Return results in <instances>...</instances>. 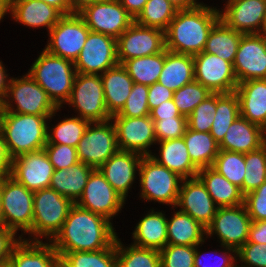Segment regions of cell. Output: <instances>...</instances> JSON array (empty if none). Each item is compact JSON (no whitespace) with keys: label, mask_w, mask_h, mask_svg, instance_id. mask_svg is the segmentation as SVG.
<instances>
[{"label":"cell","mask_w":266,"mask_h":267,"mask_svg":"<svg viewBox=\"0 0 266 267\" xmlns=\"http://www.w3.org/2000/svg\"><path fill=\"white\" fill-rule=\"evenodd\" d=\"M111 221L74 204L60 231L50 241L59 255L110 248L117 238Z\"/></svg>","instance_id":"obj_1"},{"label":"cell","mask_w":266,"mask_h":267,"mask_svg":"<svg viewBox=\"0 0 266 267\" xmlns=\"http://www.w3.org/2000/svg\"><path fill=\"white\" fill-rule=\"evenodd\" d=\"M220 20L216 7L207 5L177 10L165 31V48L178 54L195 55L204 51L208 35Z\"/></svg>","instance_id":"obj_2"},{"label":"cell","mask_w":266,"mask_h":267,"mask_svg":"<svg viewBox=\"0 0 266 267\" xmlns=\"http://www.w3.org/2000/svg\"><path fill=\"white\" fill-rule=\"evenodd\" d=\"M56 112L51 116H37L0 110V131L12 159L44 149L47 144L48 119L55 116Z\"/></svg>","instance_id":"obj_3"},{"label":"cell","mask_w":266,"mask_h":267,"mask_svg":"<svg viewBox=\"0 0 266 267\" xmlns=\"http://www.w3.org/2000/svg\"><path fill=\"white\" fill-rule=\"evenodd\" d=\"M28 74L48 93L53 103L61 108L70 97L77 72L73 61L44 49Z\"/></svg>","instance_id":"obj_4"},{"label":"cell","mask_w":266,"mask_h":267,"mask_svg":"<svg viewBox=\"0 0 266 267\" xmlns=\"http://www.w3.org/2000/svg\"><path fill=\"white\" fill-rule=\"evenodd\" d=\"M74 203L51 188L34 192L33 223L30 241H42V236L52 240L60 231ZM39 236V237H38Z\"/></svg>","instance_id":"obj_5"},{"label":"cell","mask_w":266,"mask_h":267,"mask_svg":"<svg viewBox=\"0 0 266 267\" xmlns=\"http://www.w3.org/2000/svg\"><path fill=\"white\" fill-rule=\"evenodd\" d=\"M13 101L16 106L11 104ZM0 110L19 114L51 116L60 108L53 103L48 93L27 73L20 79H10L7 95L1 103Z\"/></svg>","instance_id":"obj_6"},{"label":"cell","mask_w":266,"mask_h":267,"mask_svg":"<svg viewBox=\"0 0 266 267\" xmlns=\"http://www.w3.org/2000/svg\"><path fill=\"white\" fill-rule=\"evenodd\" d=\"M141 198L176 207L183 178L151 156H143L139 166Z\"/></svg>","instance_id":"obj_7"},{"label":"cell","mask_w":266,"mask_h":267,"mask_svg":"<svg viewBox=\"0 0 266 267\" xmlns=\"http://www.w3.org/2000/svg\"><path fill=\"white\" fill-rule=\"evenodd\" d=\"M34 192L17 182L10 175L3 176L1 197L4 226L32 236Z\"/></svg>","instance_id":"obj_8"},{"label":"cell","mask_w":266,"mask_h":267,"mask_svg":"<svg viewBox=\"0 0 266 267\" xmlns=\"http://www.w3.org/2000/svg\"><path fill=\"white\" fill-rule=\"evenodd\" d=\"M69 103L79 111V117L90 122L111 120L105 104L102 80L99 74L77 73L73 82Z\"/></svg>","instance_id":"obj_9"},{"label":"cell","mask_w":266,"mask_h":267,"mask_svg":"<svg viewBox=\"0 0 266 267\" xmlns=\"http://www.w3.org/2000/svg\"><path fill=\"white\" fill-rule=\"evenodd\" d=\"M76 149L80 162L99 169L119 150L113 121L90 122Z\"/></svg>","instance_id":"obj_10"},{"label":"cell","mask_w":266,"mask_h":267,"mask_svg":"<svg viewBox=\"0 0 266 267\" xmlns=\"http://www.w3.org/2000/svg\"><path fill=\"white\" fill-rule=\"evenodd\" d=\"M91 30L78 13L63 15L49 31L45 49L56 56L75 62Z\"/></svg>","instance_id":"obj_11"},{"label":"cell","mask_w":266,"mask_h":267,"mask_svg":"<svg viewBox=\"0 0 266 267\" xmlns=\"http://www.w3.org/2000/svg\"><path fill=\"white\" fill-rule=\"evenodd\" d=\"M87 27L117 39L134 22L119 0H99L78 13Z\"/></svg>","instance_id":"obj_12"},{"label":"cell","mask_w":266,"mask_h":267,"mask_svg":"<svg viewBox=\"0 0 266 267\" xmlns=\"http://www.w3.org/2000/svg\"><path fill=\"white\" fill-rule=\"evenodd\" d=\"M251 223L252 220L244 204L218 207L211 224L206 228V236L215 233L222 247H230L237 251L247 242Z\"/></svg>","instance_id":"obj_13"},{"label":"cell","mask_w":266,"mask_h":267,"mask_svg":"<svg viewBox=\"0 0 266 267\" xmlns=\"http://www.w3.org/2000/svg\"><path fill=\"white\" fill-rule=\"evenodd\" d=\"M117 61L158 54L165 49V32L135 21L116 39Z\"/></svg>","instance_id":"obj_14"},{"label":"cell","mask_w":266,"mask_h":267,"mask_svg":"<svg viewBox=\"0 0 266 267\" xmlns=\"http://www.w3.org/2000/svg\"><path fill=\"white\" fill-rule=\"evenodd\" d=\"M125 201L106 181L101 171L94 169L88 177L81 197L75 204L110 221L121 210Z\"/></svg>","instance_id":"obj_15"},{"label":"cell","mask_w":266,"mask_h":267,"mask_svg":"<svg viewBox=\"0 0 266 267\" xmlns=\"http://www.w3.org/2000/svg\"><path fill=\"white\" fill-rule=\"evenodd\" d=\"M117 64L116 39L92 31L74 62L77 73L99 75Z\"/></svg>","instance_id":"obj_16"},{"label":"cell","mask_w":266,"mask_h":267,"mask_svg":"<svg viewBox=\"0 0 266 267\" xmlns=\"http://www.w3.org/2000/svg\"><path fill=\"white\" fill-rule=\"evenodd\" d=\"M193 58L195 81L212 93H230L236 90L238 81L231 62L205 52L195 54Z\"/></svg>","instance_id":"obj_17"},{"label":"cell","mask_w":266,"mask_h":267,"mask_svg":"<svg viewBox=\"0 0 266 267\" xmlns=\"http://www.w3.org/2000/svg\"><path fill=\"white\" fill-rule=\"evenodd\" d=\"M117 132L119 150L150 156L151 145L157 142L154 121L150 115L143 117H111Z\"/></svg>","instance_id":"obj_18"},{"label":"cell","mask_w":266,"mask_h":267,"mask_svg":"<svg viewBox=\"0 0 266 267\" xmlns=\"http://www.w3.org/2000/svg\"><path fill=\"white\" fill-rule=\"evenodd\" d=\"M233 70L238 83L266 79V39L259 34H243Z\"/></svg>","instance_id":"obj_19"},{"label":"cell","mask_w":266,"mask_h":267,"mask_svg":"<svg viewBox=\"0 0 266 267\" xmlns=\"http://www.w3.org/2000/svg\"><path fill=\"white\" fill-rule=\"evenodd\" d=\"M54 167L44 149L12 159L10 176L30 191L50 187Z\"/></svg>","instance_id":"obj_20"},{"label":"cell","mask_w":266,"mask_h":267,"mask_svg":"<svg viewBox=\"0 0 266 267\" xmlns=\"http://www.w3.org/2000/svg\"><path fill=\"white\" fill-rule=\"evenodd\" d=\"M177 207L179 211L190 215L202 226L207 228L216 215L218 206L206 190L205 185L198 177L182 180Z\"/></svg>","instance_id":"obj_21"},{"label":"cell","mask_w":266,"mask_h":267,"mask_svg":"<svg viewBox=\"0 0 266 267\" xmlns=\"http://www.w3.org/2000/svg\"><path fill=\"white\" fill-rule=\"evenodd\" d=\"M220 19L242 34H259L264 25L266 0H228ZM223 12V13H222Z\"/></svg>","instance_id":"obj_22"},{"label":"cell","mask_w":266,"mask_h":267,"mask_svg":"<svg viewBox=\"0 0 266 267\" xmlns=\"http://www.w3.org/2000/svg\"><path fill=\"white\" fill-rule=\"evenodd\" d=\"M142 157L136 152L118 150L99 168L106 181L124 199L135 180V172L139 171Z\"/></svg>","instance_id":"obj_23"},{"label":"cell","mask_w":266,"mask_h":267,"mask_svg":"<svg viewBox=\"0 0 266 267\" xmlns=\"http://www.w3.org/2000/svg\"><path fill=\"white\" fill-rule=\"evenodd\" d=\"M266 144L262 128L238 116L230 125L219 149L246 154L258 150Z\"/></svg>","instance_id":"obj_24"},{"label":"cell","mask_w":266,"mask_h":267,"mask_svg":"<svg viewBox=\"0 0 266 267\" xmlns=\"http://www.w3.org/2000/svg\"><path fill=\"white\" fill-rule=\"evenodd\" d=\"M235 93L239 100L240 115L262 128L266 121V79L238 83Z\"/></svg>","instance_id":"obj_25"},{"label":"cell","mask_w":266,"mask_h":267,"mask_svg":"<svg viewBox=\"0 0 266 267\" xmlns=\"http://www.w3.org/2000/svg\"><path fill=\"white\" fill-rule=\"evenodd\" d=\"M12 17L20 24L33 28L47 27L48 32L63 14L42 0H10Z\"/></svg>","instance_id":"obj_26"},{"label":"cell","mask_w":266,"mask_h":267,"mask_svg":"<svg viewBox=\"0 0 266 267\" xmlns=\"http://www.w3.org/2000/svg\"><path fill=\"white\" fill-rule=\"evenodd\" d=\"M14 267H57L60 256L49 243L22 239L9 260Z\"/></svg>","instance_id":"obj_27"},{"label":"cell","mask_w":266,"mask_h":267,"mask_svg":"<svg viewBox=\"0 0 266 267\" xmlns=\"http://www.w3.org/2000/svg\"><path fill=\"white\" fill-rule=\"evenodd\" d=\"M100 77L107 110L111 115L117 114L125 105L134 81L126 68L119 63L100 74Z\"/></svg>","instance_id":"obj_28"},{"label":"cell","mask_w":266,"mask_h":267,"mask_svg":"<svg viewBox=\"0 0 266 267\" xmlns=\"http://www.w3.org/2000/svg\"><path fill=\"white\" fill-rule=\"evenodd\" d=\"M157 143L160 144V157L150 155L152 159L183 179L197 177L199 169L192 163L183 137Z\"/></svg>","instance_id":"obj_29"},{"label":"cell","mask_w":266,"mask_h":267,"mask_svg":"<svg viewBox=\"0 0 266 267\" xmlns=\"http://www.w3.org/2000/svg\"><path fill=\"white\" fill-rule=\"evenodd\" d=\"M197 177L205 185L218 207H234L244 204V195L241 189L230 183L212 166L199 169Z\"/></svg>","instance_id":"obj_30"},{"label":"cell","mask_w":266,"mask_h":267,"mask_svg":"<svg viewBox=\"0 0 266 267\" xmlns=\"http://www.w3.org/2000/svg\"><path fill=\"white\" fill-rule=\"evenodd\" d=\"M132 235L134 239L132 245L161 251L168 242L165 214L151 209V212L137 223Z\"/></svg>","instance_id":"obj_31"},{"label":"cell","mask_w":266,"mask_h":267,"mask_svg":"<svg viewBox=\"0 0 266 267\" xmlns=\"http://www.w3.org/2000/svg\"><path fill=\"white\" fill-rule=\"evenodd\" d=\"M194 80L193 55L178 54L165 48V62L157 82L175 92Z\"/></svg>","instance_id":"obj_32"},{"label":"cell","mask_w":266,"mask_h":267,"mask_svg":"<svg viewBox=\"0 0 266 267\" xmlns=\"http://www.w3.org/2000/svg\"><path fill=\"white\" fill-rule=\"evenodd\" d=\"M93 170V167L80 161L68 169L54 170L49 188L75 204L81 197L88 177Z\"/></svg>","instance_id":"obj_33"},{"label":"cell","mask_w":266,"mask_h":267,"mask_svg":"<svg viewBox=\"0 0 266 267\" xmlns=\"http://www.w3.org/2000/svg\"><path fill=\"white\" fill-rule=\"evenodd\" d=\"M206 228L190 215L177 211L167 219V244L196 246L205 240Z\"/></svg>","instance_id":"obj_34"},{"label":"cell","mask_w":266,"mask_h":267,"mask_svg":"<svg viewBox=\"0 0 266 267\" xmlns=\"http://www.w3.org/2000/svg\"><path fill=\"white\" fill-rule=\"evenodd\" d=\"M183 139L189 157L198 169L213 166L220 149L219 143L210 132H199L187 127Z\"/></svg>","instance_id":"obj_35"},{"label":"cell","mask_w":266,"mask_h":267,"mask_svg":"<svg viewBox=\"0 0 266 267\" xmlns=\"http://www.w3.org/2000/svg\"><path fill=\"white\" fill-rule=\"evenodd\" d=\"M242 35L220 19L211 29L203 52L217 55L233 64Z\"/></svg>","instance_id":"obj_36"},{"label":"cell","mask_w":266,"mask_h":267,"mask_svg":"<svg viewBox=\"0 0 266 267\" xmlns=\"http://www.w3.org/2000/svg\"><path fill=\"white\" fill-rule=\"evenodd\" d=\"M240 116L239 100L234 92L216 93V112L210 134L220 143L230 125Z\"/></svg>","instance_id":"obj_37"},{"label":"cell","mask_w":266,"mask_h":267,"mask_svg":"<svg viewBox=\"0 0 266 267\" xmlns=\"http://www.w3.org/2000/svg\"><path fill=\"white\" fill-rule=\"evenodd\" d=\"M165 62V49L149 56L132 58L122 65L135 83L152 85L158 81Z\"/></svg>","instance_id":"obj_38"},{"label":"cell","mask_w":266,"mask_h":267,"mask_svg":"<svg viewBox=\"0 0 266 267\" xmlns=\"http://www.w3.org/2000/svg\"><path fill=\"white\" fill-rule=\"evenodd\" d=\"M59 256L65 267H117L116 243L98 251L67 252Z\"/></svg>","instance_id":"obj_39"},{"label":"cell","mask_w":266,"mask_h":267,"mask_svg":"<svg viewBox=\"0 0 266 267\" xmlns=\"http://www.w3.org/2000/svg\"><path fill=\"white\" fill-rule=\"evenodd\" d=\"M176 12L168 0H148L134 21L139 25L158 28L165 32Z\"/></svg>","instance_id":"obj_40"},{"label":"cell","mask_w":266,"mask_h":267,"mask_svg":"<svg viewBox=\"0 0 266 267\" xmlns=\"http://www.w3.org/2000/svg\"><path fill=\"white\" fill-rule=\"evenodd\" d=\"M89 123L90 121L87 119L76 116L60 121L52 128L53 130L48 126L47 144H65L71 147H77Z\"/></svg>","instance_id":"obj_41"},{"label":"cell","mask_w":266,"mask_h":267,"mask_svg":"<svg viewBox=\"0 0 266 267\" xmlns=\"http://www.w3.org/2000/svg\"><path fill=\"white\" fill-rule=\"evenodd\" d=\"M116 238L117 267H160L158 250L141 248L135 245L125 248Z\"/></svg>","instance_id":"obj_42"},{"label":"cell","mask_w":266,"mask_h":267,"mask_svg":"<svg viewBox=\"0 0 266 267\" xmlns=\"http://www.w3.org/2000/svg\"><path fill=\"white\" fill-rule=\"evenodd\" d=\"M212 167L243 193L245 154L220 149Z\"/></svg>","instance_id":"obj_43"},{"label":"cell","mask_w":266,"mask_h":267,"mask_svg":"<svg viewBox=\"0 0 266 267\" xmlns=\"http://www.w3.org/2000/svg\"><path fill=\"white\" fill-rule=\"evenodd\" d=\"M243 195L256 190L266 181V144L258 150L245 154Z\"/></svg>","instance_id":"obj_44"},{"label":"cell","mask_w":266,"mask_h":267,"mask_svg":"<svg viewBox=\"0 0 266 267\" xmlns=\"http://www.w3.org/2000/svg\"><path fill=\"white\" fill-rule=\"evenodd\" d=\"M211 93L206 87L194 80L173 92V100L181 115L188 117L195 107Z\"/></svg>","instance_id":"obj_45"},{"label":"cell","mask_w":266,"mask_h":267,"mask_svg":"<svg viewBox=\"0 0 266 267\" xmlns=\"http://www.w3.org/2000/svg\"><path fill=\"white\" fill-rule=\"evenodd\" d=\"M148 85L135 83L125 105L112 117H143L150 115L148 106Z\"/></svg>","instance_id":"obj_46"},{"label":"cell","mask_w":266,"mask_h":267,"mask_svg":"<svg viewBox=\"0 0 266 267\" xmlns=\"http://www.w3.org/2000/svg\"><path fill=\"white\" fill-rule=\"evenodd\" d=\"M216 112V93H211L187 117L189 129L199 132H210Z\"/></svg>","instance_id":"obj_47"},{"label":"cell","mask_w":266,"mask_h":267,"mask_svg":"<svg viewBox=\"0 0 266 267\" xmlns=\"http://www.w3.org/2000/svg\"><path fill=\"white\" fill-rule=\"evenodd\" d=\"M160 254V267H194L195 246L167 244Z\"/></svg>","instance_id":"obj_48"},{"label":"cell","mask_w":266,"mask_h":267,"mask_svg":"<svg viewBox=\"0 0 266 267\" xmlns=\"http://www.w3.org/2000/svg\"><path fill=\"white\" fill-rule=\"evenodd\" d=\"M153 121L157 142L182 138L188 127L187 117L163 118Z\"/></svg>","instance_id":"obj_49"},{"label":"cell","mask_w":266,"mask_h":267,"mask_svg":"<svg viewBox=\"0 0 266 267\" xmlns=\"http://www.w3.org/2000/svg\"><path fill=\"white\" fill-rule=\"evenodd\" d=\"M54 170L68 169L79 162L76 147L61 144H46L44 147Z\"/></svg>","instance_id":"obj_50"},{"label":"cell","mask_w":266,"mask_h":267,"mask_svg":"<svg viewBox=\"0 0 266 267\" xmlns=\"http://www.w3.org/2000/svg\"><path fill=\"white\" fill-rule=\"evenodd\" d=\"M244 206L252 221L266 220V181L244 196Z\"/></svg>","instance_id":"obj_51"},{"label":"cell","mask_w":266,"mask_h":267,"mask_svg":"<svg viewBox=\"0 0 266 267\" xmlns=\"http://www.w3.org/2000/svg\"><path fill=\"white\" fill-rule=\"evenodd\" d=\"M236 256L240 262L247 265H241V267H266V244L246 242L237 250Z\"/></svg>","instance_id":"obj_52"},{"label":"cell","mask_w":266,"mask_h":267,"mask_svg":"<svg viewBox=\"0 0 266 267\" xmlns=\"http://www.w3.org/2000/svg\"><path fill=\"white\" fill-rule=\"evenodd\" d=\"M16 232L5 226L0 227V264L9 262L14 247L22 240V235L15 239Z\"/></svg>","instance_id":"obj_53"},{"label":"cell","mask_w":266,"mask_h":267,"mask_svg":"<svg viewBox=\"0 0 266 267\" xmlns=\"http://www.w3.org/2000/svg\"><path fill=\"white\" fill-rule=\"evenodd\" d=\"M173 99V91L166 86L156 82L148 86V106L151 111L159 106L162 102Z\"/></svg>","instance_id":"obj_54"},{"label":"cell","mask_w":266,"mask_h":267,"mask_svg":"<svg viewBox=\"0 0 266 267\" xmlns=\"http://www.w3.org/2000/svg\"><path fill=\"white\" fill-rule=\"evenodd\" d=\"M198 246H195V257H194V267H212L211 265H207V264H203V260H202V255H200V251L198 252ZM225 248V252L224 254L221 256L222 260L218 261V259L216 260V266L215 267H237V264L234 265V262L236 261L237 263V251L233 248L230 247H223ZM227 251V252H226ZM230 252L234 253L231 254ZM228 253V254H227ZM230 253V254H229ZM234 256V257H233ZM236 257V258H235ZM220 259V258H219ZM214 267V266H213Z\"/></svg>","instance_id":"obj_55"},{"label":"cell","mask_w":266,"mask_h":267,"mask_svg":"<svg viewBox=\"0 0 266 267\" xmlns=\"http://www.w3.org/2000/svg\"><path fill=\"white\" fill-rule=\"evenodd\" d=\"M152 120H161L163 118L185 117L181 115L173 99L162 102L159 106L150 111Z\"/></svg>","instance_id":"obj_56"},{"label":"cell","mask_w":266,"mask_h":267,"mask_svg":"<svg viewBox=\"0 0 266 267\" xmlns=\"http://www.w3.org/2000/svg\"><path fill=\"white\" fill-rule=\"evenodd\" d=\"M247 242L266 244V220L252 221Z\"/></svg>","instance_id":"obj_57"},{"label":"cell","mask_w":266,"mask_h":267,"mask_svg":"<svg viewBox=\"0 0 266 267\" xmlns=\"http://www.w3.org/2000/svg\"><path fill=\"white\" fill-rule=\"evenodd\" d=\"M12 158L8 152L2 132L0 131V176L10 175Z\"/></svg>","instance_id":"obj_58"},{"label":"cell","mask_w":266,"mask_h":267,"mask_svg":"<svg viewBox=\"0 0 266 267\" xmlns=\"http://www.w3.org/2000/svg\"><path fill=\"white\" fill-rule=\"evenodd\" d=\"M121 5L135 19L143 10L148 0H119Z\"/></svg>","instance_id":"obj_59"},{"label":"cell","mask_w":266,"mask_h":267,"mask_svg":"<svg viewBox=\"0 0 266 267\" xmlns=\"http://www.w3.org/2000/svg\"><path fill=\"white\" fill-rule=\"evenodd\" d=\"M4 67L5 66H3L2 62L0 61V104L4 101L7 95L8 84L10 81Z\"/></svg>","instance_id":"obj_60"},{"label":"cell","mask_w":266,"mask_h":267,"mask_svg":"<svg viewBox=\"0 0 266 267\" xmlns=\"http://www.w3.org/2000/svg\"><path fill=\"white\" fill-rule=\"evenodd\" d=\"M176 10H189L203 5L197 0H168Z\"/></svg>","instance_id":"obj_61"},{"label":"cell","mask_w":266,"mask_h":267,"mask_svg":"<svg viewBox=\"0 0 266 267\" xmlns=\"http://www.w3.org/2000/svg\"><path fill=\"white\" fill-rule=\"evenodd\" d=\"M99 0H67L69 8L72 13H79L81 12L85 7L92 5L93 3L97 2Z\"/></svg>","instance_id":"obj_62"},{"label":"cell","mask_w":266,"mask_h":267,"mask_svg":"<svg viewBox=\"0 0 266 267\" xmlns=\"http://www.w3.org/2000/svg\"><path fill=\"white\" fill-rule=\"evenodd\" d=\"M43 2L47 3L58 9L63 15L71 14V10L69 8L67 0H42Z\"/></svg>","instance_id":"obj_63"},{"label":"cell","mask_w":266,"mask_h":267,"mask_svg":"<svg viewBox=\"0 0 266 267\" xmlns=\"http://www.w3.org/2000/svg\"><path fill=\"white\" fill-rule=\"evenodd\" d=\"M10 11V0H0V21Z\"/></svg>","instance_id":"obj_64"},{"label":"cell","mask_w":266,"mask_h":267,"mask_svg":"<svg viewBox=\"0 0 266 267\" xmlns=\"http://www.w3.org/2000/svg\"><path fill=\"white\" fill-rule=\"evenodd\" d=\"M2 188H3V176H0V227L4 226L2 219V209H1Z\"/></svg>","instance_id":"obj_65"},{"label":"cell","mask_w":266,"mask_h":267,"mask_svg":"<svg viewBox=\"0 0 266 267\" xmlns=\"http://www.w3.org/2000/svg\"><path fill=\"white\" fill-rule=\"evenodd\" d=\"M260 34L266 39V15H265L264 25Z\"/></svg>","instance_id":"obj_66"},{"label":"cell","mask_w":266,"mask_h":267,"mask_svg":"<svg viewBox=\"0 0 266 267\" xmlns=\"http://www.w3.org/2000/svg\"><path fill=\"white\" fill-rule=\"evenodd\" d=\"M0 267H14V266H13L12 263L9 261V262H7V263L0 264Z\"/></svg>","instance_id":"obj_67"},{"label":"cell","mask_w":266,"mask_h":267,"mask_svg":"<svg viewBox=\"0 0 266 267\" xmlns=\"http://www.w3.org/2000/svg\"><path fill=\"white\" fill-rule=\"evenodd\" d=\"M262 131H263V135H264V137L266 139V121H265V123H264V125L262 127Z\"/></svg>","instance_id":"obj_68"},{"label":"cell","mask_w":266,"mask_h":267,"mask_svg":"<svg viewBox=\"0 0 266 267\" xmlns=\"http://www.w3.org/2000/svg\"><path fill=\"white\" fill-rule=\"evenodd\" d=\"M57 267H65L61 262L57 265Z\"/></svg>","instance_id":"obj_69"}]
</instances>
